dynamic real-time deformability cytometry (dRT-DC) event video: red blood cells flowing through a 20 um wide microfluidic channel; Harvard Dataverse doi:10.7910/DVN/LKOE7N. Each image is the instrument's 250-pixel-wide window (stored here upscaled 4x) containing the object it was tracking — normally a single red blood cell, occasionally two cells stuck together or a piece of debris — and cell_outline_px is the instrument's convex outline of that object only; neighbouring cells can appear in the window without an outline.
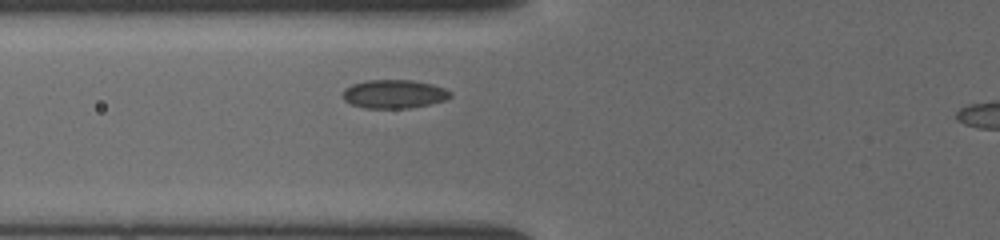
{"species": "common noctule bat (a hibernating species)", "species_latin": "Nyctalus noctula", "temperature_condition": "cold", "stored_images_in_passage": 21, "camera_frame_rate_fps": 3000, "um_per_image_px": 0.085, "animal": {"sex": "female", "body_mass_g": 19.5, "forearm_length_mm": 54.1}, "frame": {"image": 1, "passage_image": 4, "time_ms": 2.0, "image_size_px": [1000, 240], "cell_outline_px": [[452, 96], [444, 100], [428, 104], [408, 108], [364, 108], [352, 104], [344, 100], [344, 88], [352, 84], [364, 80], [412, 80], [432, 84], [444, 88], [452, 92]], "centroid_in_image_um": [33.49, 7.98], "position_along_channel_um": 92.3, "area_um2": 17.86}}
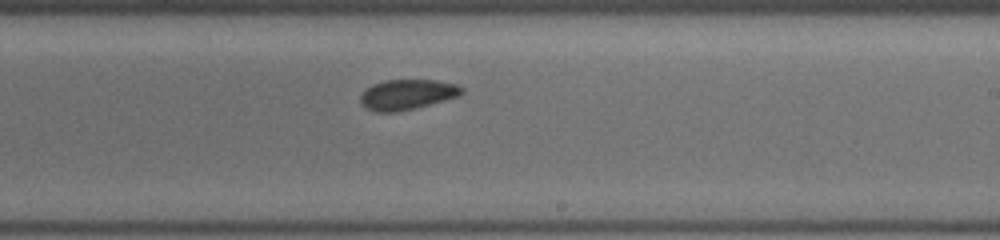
{"frame": {"image": 2, "passage_image": 13, "time_ms": 6.0, "image_size_px": [1000, 240], "cell_outline_px": [[464, 92], [460, 96], [416, 108], [396, 112], [376, 112], [368, 108], [360, 100], [360, 96], [372, 84], [384, 80], [436, 80], [456, 84], [464, 88]], "centroid_in_image_um": [34.66, 8.03], "position_along_channel_um": 254.3, "area_um2": 17.8}}
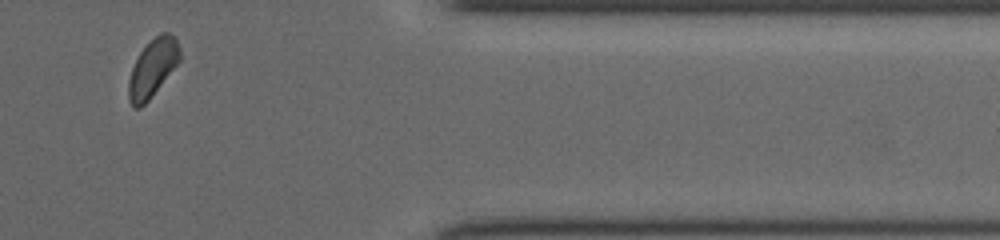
{"frame": {"image": 3, "passage_image": 19, "time_ms": 10.0, "image_size_px": [1000, 240], "cell_outline_px": [[180, 60], [148, 100], [140, 108], [136, 108], [128, 100], [128, 80], [132, 68], [140, 52], [160, 32], [168, 32], [176, 40], [180, 48]], "centroid_in_image_um": [12.96, 5.78], "position_along_channel_um": 398.4, "area_um2": 16.76}}